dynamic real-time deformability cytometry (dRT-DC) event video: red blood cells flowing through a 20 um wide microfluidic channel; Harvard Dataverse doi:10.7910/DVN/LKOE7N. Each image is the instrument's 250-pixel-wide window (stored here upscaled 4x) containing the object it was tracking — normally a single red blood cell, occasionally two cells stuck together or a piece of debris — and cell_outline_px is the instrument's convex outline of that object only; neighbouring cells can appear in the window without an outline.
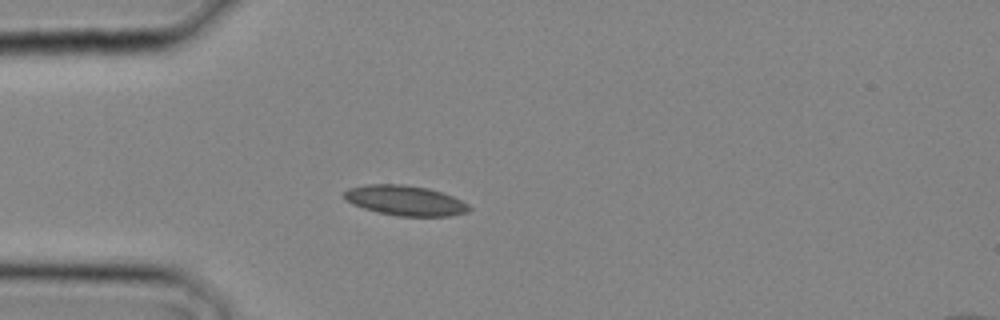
{"species": "common noctule bat (a hibernating species)", "species_latin": "Nyctalus noctula", "temperature_condition": "cold", "stored_images_in_passage": 22, "camera_frame_rate_fps": 3000, "um_per_image_px": 0.085, "animal": {"sex": "male", "body_mass_g": 20.4}, "frame": {"image": 1, "passage_image": 8, "time_ms": 2.333, "image_size_px": [1000, 320], "cell_outline_px": [[472, 208], [468, 212], [448, 216], [396, 216], [364, 208], [352, 204], [344, 196], [344, 192], [348, 188], [364, 184], [404, 184], [428, 188], [452, 196], [468, 204]], "centroid_in_image_um": [34.44, 17.04], "position_along_channel_um": 50.6, "area_um2": 21.79}}
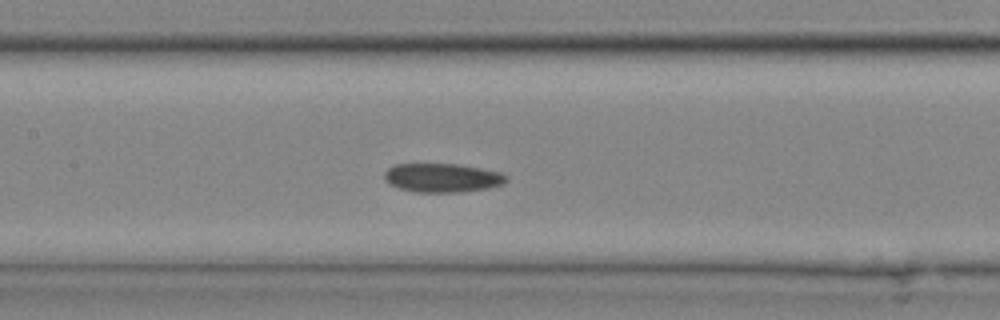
{"frame": {"image": 2, "passage_image": 14, "time_ms": 4.333, "image_size_px": [1000, 320], "cell_outline_px": [[508, 180], [504, 184], [488, 188], [460, 192], [416, 192], [400, 188], [388, 184], [384, 180], [384, 172], [388, 168], [396, 164], [460, 164], [500, 172], [508, 176]], "centroid_in_image_um": [37.6, 15.11], "position_along_channel_um": 169.8, "area_um2": 20.63}}
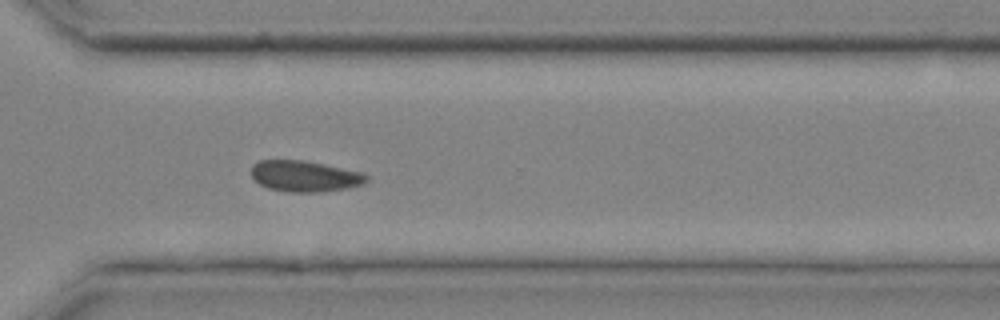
{"frame": {"image": 3, "passage_image": 22, "time_ms": 7.0, "image_size_px": [1000, 320], "cell_outline_px": [[368, 180], [364, 184], [348, 188], [320, 192], [288, 192], [268, 188], [260, 184], [252, 176], [252, 164], [260, 160], [304, 160], [364, 172], [368, 176]], "centroid_in_image_um": [25.94, 14.97], "position_along_channel_um": 344.7, "area_um2": 20.98}}